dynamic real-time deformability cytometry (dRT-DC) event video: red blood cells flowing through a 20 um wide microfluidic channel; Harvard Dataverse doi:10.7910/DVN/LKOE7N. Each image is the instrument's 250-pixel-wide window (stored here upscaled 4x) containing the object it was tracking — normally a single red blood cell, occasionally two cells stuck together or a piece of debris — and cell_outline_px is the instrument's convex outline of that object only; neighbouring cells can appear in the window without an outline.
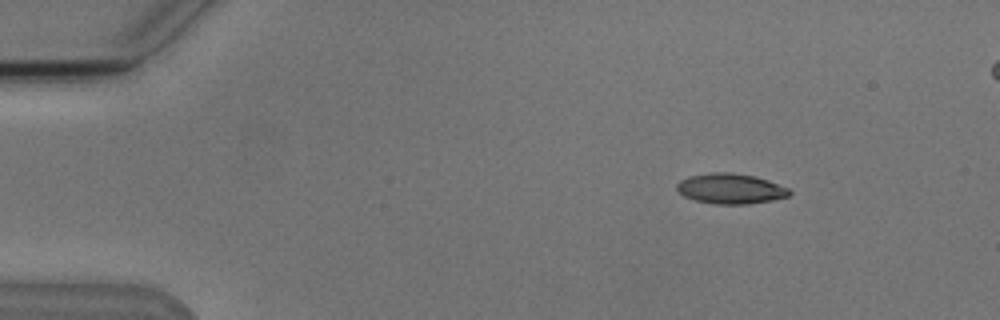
{"species": "Egyptian fruit bat (a non-hibernating species)", "species_latin": "Rousettus aegyptiacus", "temperature_condition": "cold", "stored_images_in_passage": 7, "camera_frame_rate_fps": 3000, "um_per_image_px": 0.085, "animal": {"sex": "male"}, "frame": {"image": 1, "passage_image": 2, "time_ms": 2.333, "image_size_px": [1000, 320], "cell_outline_px": [[792, 192], [788, 196], [772, 200], [744, 204], [716, 204], [692, 200], [684, 196], [676, 188], [676, 184], [680, 180], [688, 176], [712, 172], [732, 172], [752, 176], [768, 180], [788, 188]], "centroid_in_image_um": [62.06, 16.03], "position_along_channel_um": 22.9, "area_um2": 19.83}}
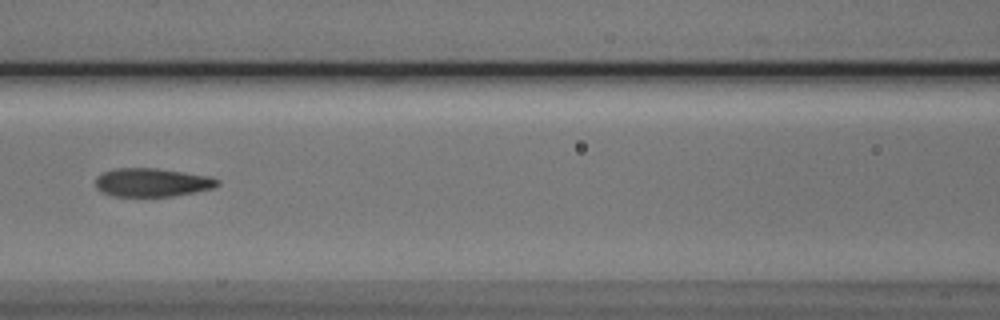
{"frame": {"image": 2, "passage_image": 7, "time_ms": 8.0, "image_size_px": [1000, 320], "cell_outline_px": [[220, 184], [212, 188], [196, 192], [172, 196], [112, 196], [100, 192], [96, 188], [96, 176], [104, 172], [116, 168], [156, 168], [208, 176], [220, 180]], "centroid_in_image_um": [12.9, 15.51], "position_along_channel_um": 153.7, "area_um2": 20.23}}